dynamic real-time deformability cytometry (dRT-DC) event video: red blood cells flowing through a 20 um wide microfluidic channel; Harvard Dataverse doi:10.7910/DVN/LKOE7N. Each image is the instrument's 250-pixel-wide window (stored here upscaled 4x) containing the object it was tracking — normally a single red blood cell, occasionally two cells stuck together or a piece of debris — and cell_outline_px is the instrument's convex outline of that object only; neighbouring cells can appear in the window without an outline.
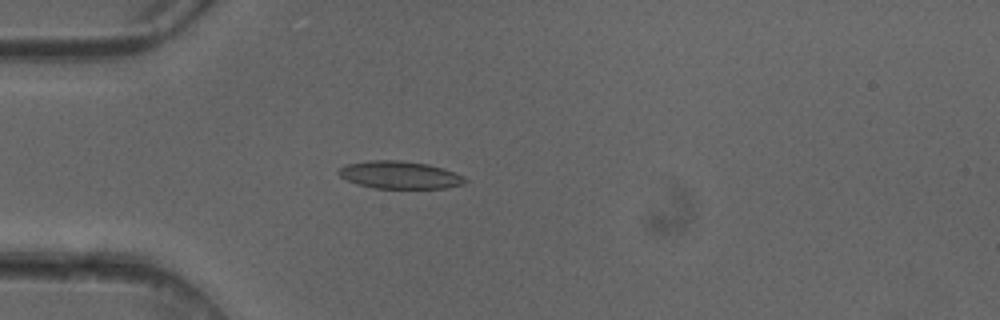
{"species": "common noctule bat (a hibernating species)", "species_latin": "Nyctalus noctula", "temperature_condition": "cold", "stored_images_in_passage": 3, "camera_frame_rate_fps": 3000, "um_per_image_px": 0.085, "animal": {"sex": "female"}, "frame": {"image": 1, "passage_image": 3, "time_ms": 0.667, "image_size_px": [1000, 320], "cell_outline_px": [[468, 180], [464, 184], [444, 188], [372, 188], [356, 184], [340, 176], [336, 172], [344, 164], [368, 160], [400, 160], [428, 164], [444, 168], [464, 176]], "centroid_in_image_um": [33.96, 14.86], "position_along_channel_um": 51.0, "area_um2": 20.52}}